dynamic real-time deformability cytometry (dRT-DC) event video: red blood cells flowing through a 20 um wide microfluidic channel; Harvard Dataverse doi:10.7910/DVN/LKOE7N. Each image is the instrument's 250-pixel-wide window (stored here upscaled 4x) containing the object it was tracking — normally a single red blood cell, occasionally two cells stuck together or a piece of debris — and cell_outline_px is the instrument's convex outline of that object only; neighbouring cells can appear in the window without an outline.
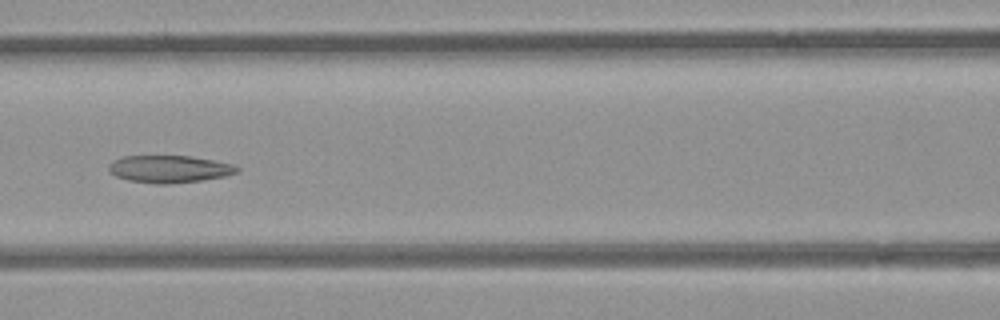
{"species": "common noctule bat (a hibernating species)", "species_latin": "Nyctalus noctula", "temperature_condition": "room temperature", "stored_images_in_passage": 4, "camera_frame_rate_fps": 3000, "um_per_image_px": 0.085, "animal": {"sex": "female", "body_mass_g": 21.9}, "frame": {"image": 1, "passage_image": 3, "time_ms": 2.333, "image_size_px": [1000, 320], "cell_outline_px": [[240, 168], [236, 172], [224, 176], [200, 180], [168, 184], [156, 184], [128, 180], [116, 176], [108, 172], [108, 164], [112, 160], [120, 156], [188, 156], [212, 160], [232, 164]], "centroid_in_image_um": [14.31, 14.36], "position_along_channel_um": 152.3, "area_um2": 20.35}}
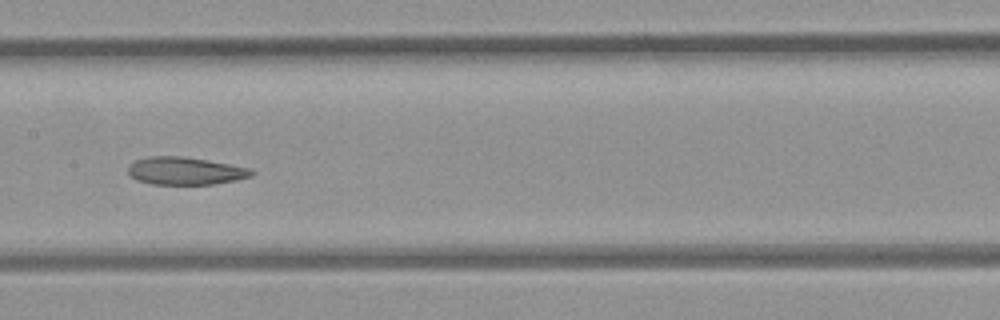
{"frame": {"image": 2, "passage_image": 4, "time_ms": 3.333, "image_size_px": [1000, 320], "cell_outline_px": [[256, 172], [252, 176], [236, 180], [212, 184], [152, 184], [136, 180], [128, 172], [128, 168], [136, 160], [148, 156], [184, 156], [252, 168]], "centroid_in_image_um": [15.78, 14.52], "position_along_channel_um": 191.6, "area_um2": 19.88}}